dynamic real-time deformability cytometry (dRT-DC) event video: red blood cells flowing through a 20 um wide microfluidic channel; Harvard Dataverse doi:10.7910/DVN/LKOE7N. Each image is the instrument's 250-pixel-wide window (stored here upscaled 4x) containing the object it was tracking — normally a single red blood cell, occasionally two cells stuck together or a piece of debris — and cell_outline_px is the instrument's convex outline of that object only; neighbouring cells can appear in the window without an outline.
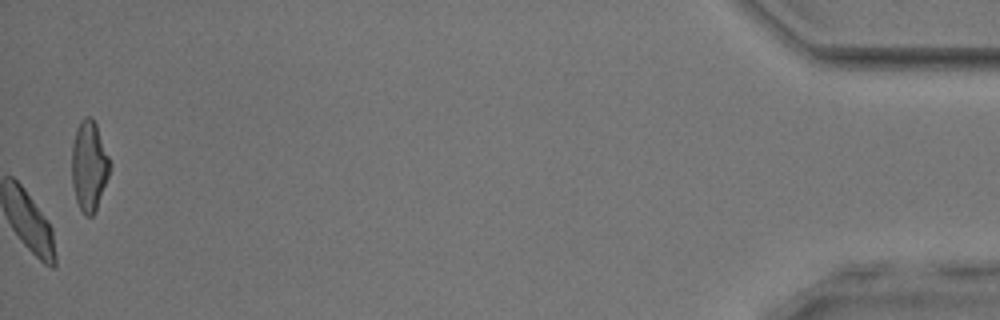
{"species": "common noctule bat (a hibernating species)", "species_latin": "Nyctalus noctula", "temperature_condition": "room temperature", "stored_images_in_passage": 52, "camera_frame_rate_fps": 3000, "um_per_image_px": 0.085, "animal": {"sex": "male", "body_mass_g": 17.9, "forearm_length_mm": 54.2}, "frame": {"image": 1, "passage_image": 52, "time_ms": 17.0, "image_size_px": [1000, 320], "cell_outline_px": [[112, 164], [108, 176], [96, 208], [92, 216], [84, 216], [76, 200], [72, 184], [72, 144], [76, 128], [80, 120], [84, 116], [92, 116], [96, 124]], "centroid_in_image_um": [7.57, 14.06], "position_along_channel_um": 427.6, "area_um2": 20.0}, "authors_computed_cell_mechanics": {"area_um2": 19.5364, "velocity_mm_per_s": 3.8764, "shape_relaxation_time_tau1_ms": 5.7643, "shape_relaxation_time_tau2_ms": 2.9004, "deformation_change_tau1": 0.1912, "deformation_change_tau2": 0.1044}}